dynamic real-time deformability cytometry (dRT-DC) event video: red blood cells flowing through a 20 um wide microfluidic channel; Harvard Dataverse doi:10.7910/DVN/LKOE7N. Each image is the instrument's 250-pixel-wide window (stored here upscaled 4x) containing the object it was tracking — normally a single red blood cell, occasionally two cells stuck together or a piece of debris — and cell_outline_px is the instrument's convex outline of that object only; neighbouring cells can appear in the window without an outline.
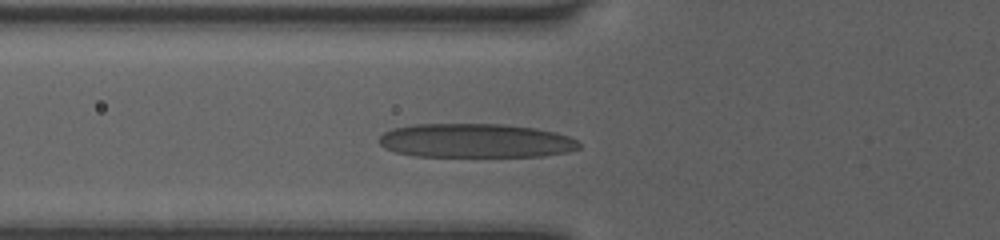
{"species": "human", "species_latin": "Homo sapiens", "temperature_condition": "room temperature", "stored_images_in_passage": 28, "camera_frame_rate_fps": 3000, "um_per_image_px": 0.085, "donor": {"sex": "female"}, "frame": {"image": 1, "passage_image": 2, "time_ms": 0.333, "image_size_px": [1000, 240], "cell_outline_px": [[580, 148], [568, 152], [544, 156], [416, 156], [396, 152], [384, 148], [376, 140], [384, 132], [392, 128], [416, 124], [504, 124], [536, 128], [556, 132], [568, 136], [576, 140], [580, 144]], "centroid_in_image_um": [40.42, 11.95], "position_along_channel_um": 85.4, "area_um2": 39.88}}
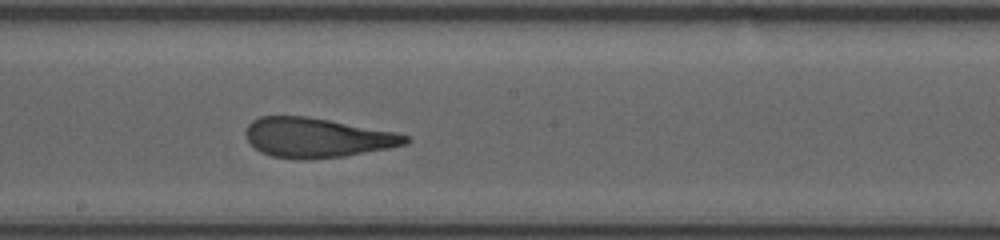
{"frame": {"image": 2, "passage_image": 12, "time_ms": 3.667, "image_size_px": [1000, 240], "cell_outline_px": [[412, 140], [408, 144], [388, 148], [344, 156], [300, 160], [272, 156], [260, 152], [248, 140], [244, 132], [248, 124], [252, 120], [260, 116], [308, 116], [396, 132], [408, 136]], "centroid_in_image_um": [26.94, 11.7], "position_along_channel_um": 221.3, "area_um2": 36.93}}
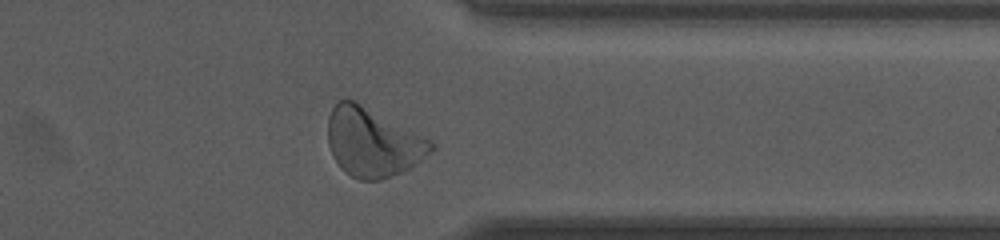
{"frame": {"image": 3, "passage_image": 24, "time_ms": 7.667, "image_size_px": [1000, 240], "cell_outline_px": [[436, 148], [432, 152], [416, 164], [400, 172], [380, 180], [360, 180], [344, 172], [340, 168], [332, 156], [328, 144], [328, 116], [332, 108], [340, 100], [352, 100], [432, 140], [436, 144]], "centroid_in_image_um": [31.68, 12.12], "position_along_channel_um": 379.7, "area_um2": 41.04}, "authors_computed_cell_mechanics": {"area_um2": 37.3677, "velocity_mm_per_s": 4.0429, "shape_relaxation_time_tau1_ms": 5.1748, "shape_relaxation_time_tau2_ms": 0.9098, "deformation_change_tau1": 0.2443, "deformation_change_tau2": 0.0962}}